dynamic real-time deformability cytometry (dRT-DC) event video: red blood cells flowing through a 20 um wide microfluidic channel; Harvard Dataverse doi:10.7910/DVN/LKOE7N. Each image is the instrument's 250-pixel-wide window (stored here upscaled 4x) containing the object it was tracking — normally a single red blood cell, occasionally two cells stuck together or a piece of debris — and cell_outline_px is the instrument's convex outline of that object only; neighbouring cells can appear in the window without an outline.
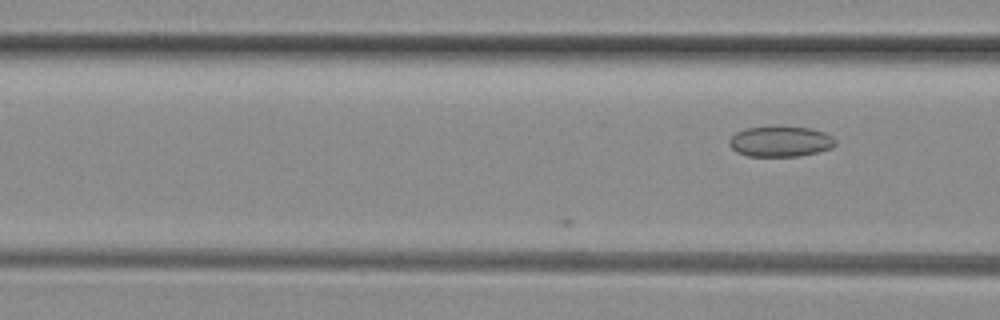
{"species": "common noctule bat (a hibernating species)", "species_latin": "Nyctalus noctula", "temperature_condition": "room temperature", "stored_images_in_passage": 4, "camera_frame_rate_fps": 3000, "um_per_image_px": 0.085, "animal": {"sex": "female", "body_mass_g": 29.2, "forearm_length_mm": 56.3}, "frame": {"image": 1, "passage_image": 4, "time_ms": 1.0, "image_size_px": [1000, 320], "cell_outline_px": [[836, 144], [832, 148], [800, 156], [748, 156], [736, 152], [728, 144], [728, 140], [736, 132], [748, 128], [812, 128], [824, 132], [832, 136], [836, 140]], "centroid_in_image_um": [66.34, 12.05], "position_along_channel_um": 100.3, "area_um2": 18.55}}